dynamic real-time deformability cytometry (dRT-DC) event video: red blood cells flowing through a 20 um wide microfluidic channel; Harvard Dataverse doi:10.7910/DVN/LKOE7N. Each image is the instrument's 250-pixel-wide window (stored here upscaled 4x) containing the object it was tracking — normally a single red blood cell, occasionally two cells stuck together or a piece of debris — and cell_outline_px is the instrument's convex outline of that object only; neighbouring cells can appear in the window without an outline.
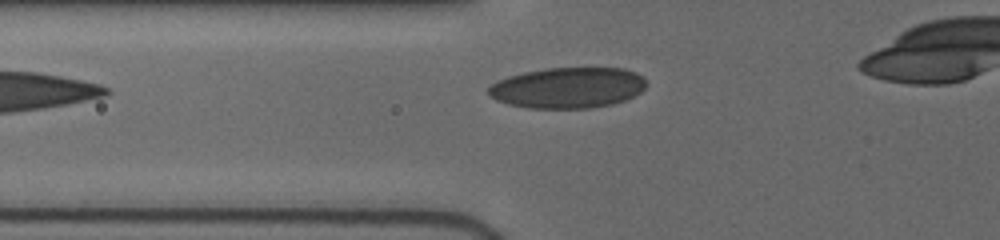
{"species": "human", "species_latin": "Homo sapiens", "temperature_condition": "cold", "stored_images_in_passage": 3, "camera_frame_rate_fps": 3000, "um_per_image_px": 0.085, "donor": {"sex": "female"}, "frame": {"image": 1, "passage_image": 3, "time_ms": 1.333, "image_size_px": [1000, 240], "cell_outline_px": [[644, 88], [640, 92], [624, 100], [612, 104], [588, 108], [528, 108], [508, 104], [496, 100], [488, 96], [488, 88], [496, 80], [508, 76], [524, 72], [544, 68], [624, 68], [636, 72], [644, 80]], "centroid_in_image_um": [48.21, 7.45], "position_along_channel_um": 77.6, "area_um2": 37.51}}